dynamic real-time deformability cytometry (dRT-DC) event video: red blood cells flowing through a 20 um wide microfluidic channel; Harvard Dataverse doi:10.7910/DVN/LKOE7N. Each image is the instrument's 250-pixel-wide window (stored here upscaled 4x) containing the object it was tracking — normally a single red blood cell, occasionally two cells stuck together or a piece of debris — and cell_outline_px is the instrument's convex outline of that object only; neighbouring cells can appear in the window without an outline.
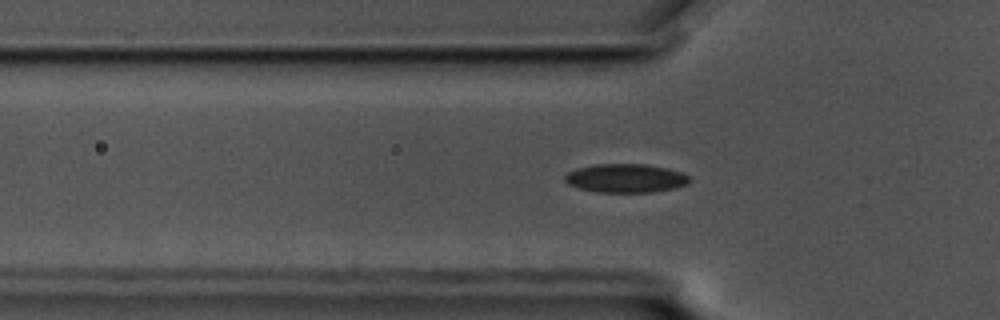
{"species": "common noctule bat (a hibernating species)", "species_latin": "Nyctalus noctula", "temperature_condition": "cold", "stored_images_in_passage": 48, "camera_frame_rate_fps": 3000, "um_per_image_px": 0.085, "animal": {"sex": "male", "body_mass_g": 17.5, "forearm_length_mm": 52.3}, "frame": {"image": 1, "passage_image": 18, "time_ms": 5.667, "image_size_px": [1000, 320], "cell_outline_px": [[692, 180], [688, 184], [676, 188], [652, 192], [596, 192], [580, 188], [568, 184], [564, 180], [564, 176], [568, 172], [576, 168], [596, 164], [648, 164], [668, 168], [680, 172], [688, 176]], "centroid_in_image_um": [53.2, 15.14], "position_along_channel_um": 72.6, "area_um2": 20.98}}
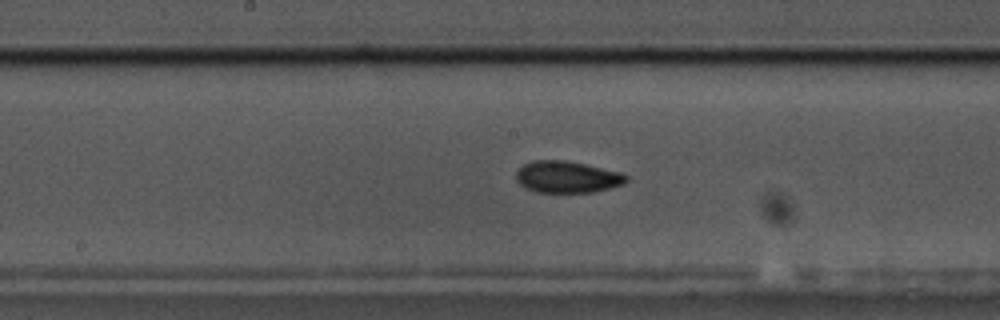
{"frame": {"image": 2, "passage_image": 29, "time_ms": 9.333, "image_size_px": [1000, 320], "cell_outline_px": [[628, 180], [624, 184], [592, 192], [536, 192], [524, 188], [516, 180], [516, 172], [524, 164], [532, 160], [564, 160], [624, 172], [628, 176]], "centroid_in_image_um": [48.22, 15.04], "position_along_channel_um": 200.0, "area_um2": 20.46}}
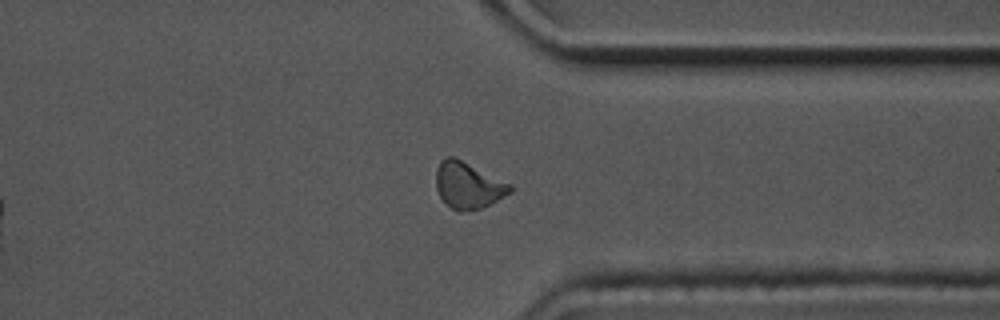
{"frame": {"image": 3, "passage_image": 44, "time_ms": 14.333, "image_size_px": [1000, 320], "cell_outline_px": [[512, 192], [480, 208], [460, 212], [452, 208], [440, 196], [436, 188], [436, 168], [440, 160], [444, 156], [452, 156], [512, 184]], "centroid_in_image_um": [39.77, 15.73], "position_along_channel_um": 371.6, "area_um2": 19.77}}